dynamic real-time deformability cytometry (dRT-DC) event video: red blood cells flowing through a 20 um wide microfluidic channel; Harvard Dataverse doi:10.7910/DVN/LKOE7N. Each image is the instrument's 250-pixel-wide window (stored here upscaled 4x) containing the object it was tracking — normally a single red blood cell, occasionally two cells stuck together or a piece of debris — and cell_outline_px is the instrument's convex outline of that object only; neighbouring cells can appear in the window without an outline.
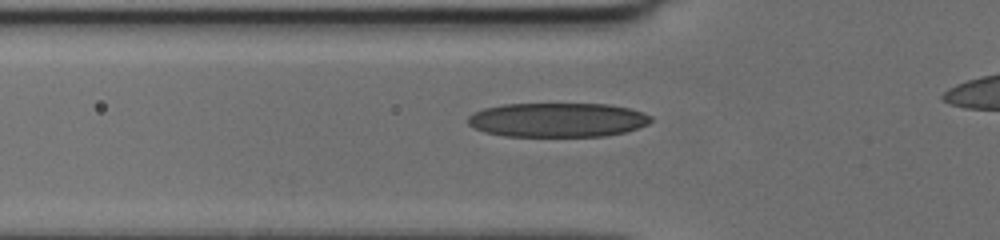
{"species": "human", "species_latin": "Homo sapiens", "temperature_condition": "cold", "stored_images_in_passage": 38, "camera_frame_rate_fps": 3000, "um_per_image_px": 0.085, "donor": {"sex": "female"}, "frame": {"image": 1, "passage_image": 11, "time_ms": 3.333, "image_size_px": [1000, 240], "cell_outline_px": [[652, 120], [648, 124], [624, 132], [604, 136], [504, 136], [484, 132], [468, 124], [468, 116], [484, 108], [504, 104], [608, 104], [628, 108], [652, 116]], "centroid_in_image_um": [47.38, 10.19], "position_along_channel_um": 78.4, "area_um2": 36.36}}
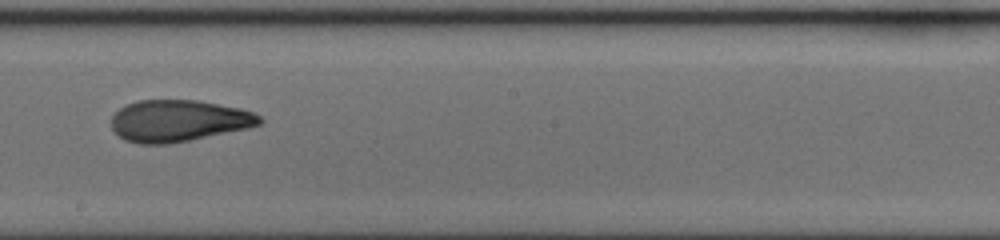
{"frame": {"image": 2, "passage_image": 22, "time_ms": 7.0, "image_size_px": [1000, 240], "cell_outline_px": [[264, 120], [260, 124], [248, 128], [168, 144], [140, 144], [124, 140], [112, 128], [112, 116], [124, 104], [136, 100], [196, 100], [240, 108], [252, 112], [260, 116]], "centroid_in_image_um": [15.15, 10.26], "position_along_channel_um": 233.0, "area_um2": 35.89}}
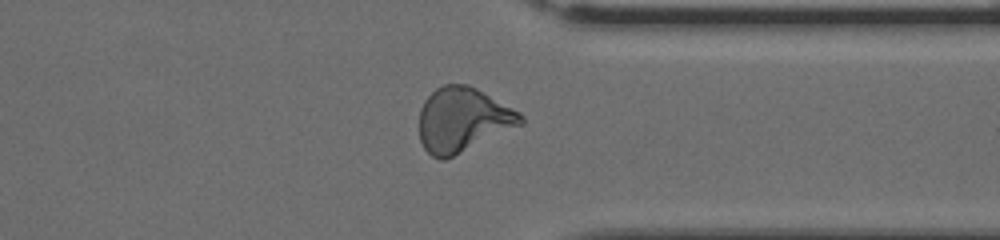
{"frame": {"image": 3, "passage_image": 32, "time_ms": 10.333, "image_size_px": [1000, 240], "cell_outline_px": [[524, 124], [444, 160], [440, 160], [432, 156], [424, 148], [420, 140], [420, 108], [424, 100], [436, 88], [444, 84], [468, 84], [476, 88], [520, 112], [524, 116]], "centroid_in_image_um": [39.34, 10.18], "position_along_channel_um": 372.1, "area_um2": 38.03}}